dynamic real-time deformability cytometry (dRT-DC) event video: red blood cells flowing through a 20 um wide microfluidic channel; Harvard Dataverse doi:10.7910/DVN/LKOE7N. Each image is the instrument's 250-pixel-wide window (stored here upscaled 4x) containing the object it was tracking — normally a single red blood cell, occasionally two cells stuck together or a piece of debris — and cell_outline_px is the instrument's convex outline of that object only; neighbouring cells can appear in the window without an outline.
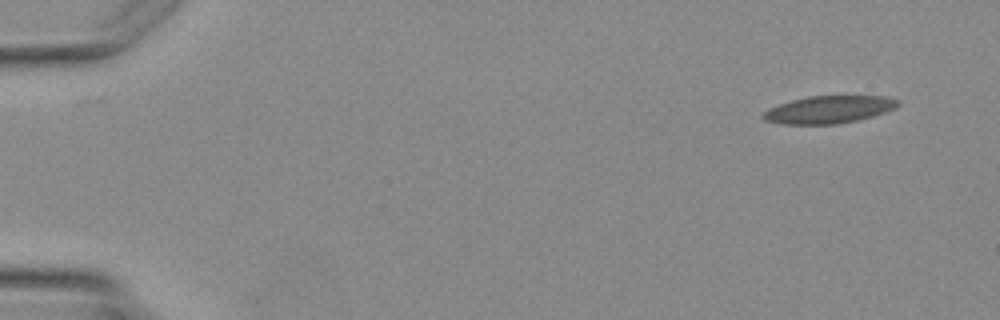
{"species": "Egyptian fruit bat (a non-hibernating species)", "species_latin": "Rousettus aegyptiacus", "temperature_condition": "warm", "stored_images_in_passage": 4, "camera_frame_rate_fps": 3000, "um_per_image_px": 0.085, "animal": {"sex": "female"}, "frame": {"image": 1, "passage_image": 1, "time_ms": 0.0, "image_size_px": [1000, 320], "cell_outline_px": [[900, 104], [896, 108], [860, 120], [836, 124], [784, 124], [764, 120], [760, 116], [768, 108], [792, 100], [808, 96], [880, 96], [900, 100]], "centroid_in_image_um": [70.45, 9.31], "position_along_channel_um": 14.6, "area_um2": 21.56}}
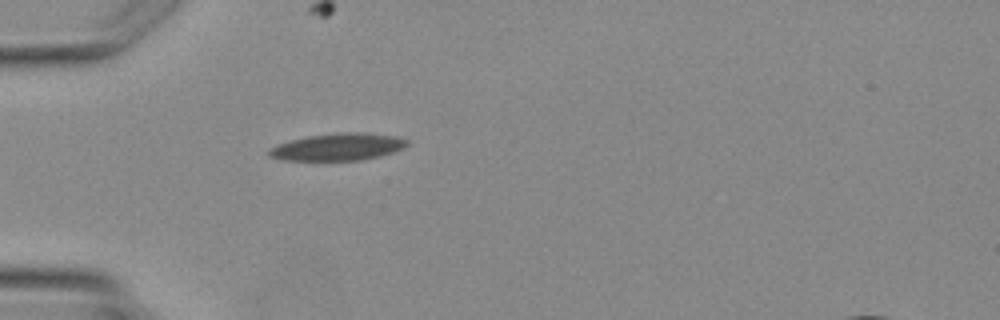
{"frame": {"image": 2, "passage_image": 4, "time_ms": 3.333, "image_size_px": [1000, 320], "cell_outline_px": [[408, 144], [404, 148], [380, 156], [360, 160], [284, 160], [268, 156], [268, 148], [276, 144], [308, 136], [348, 132], [356, 132], [396, 136], [408, 140]], "centroid_in_image_um": [28.7, 12.49], "position_along_channel_um": 56.3, "area_um2": 21.68}}